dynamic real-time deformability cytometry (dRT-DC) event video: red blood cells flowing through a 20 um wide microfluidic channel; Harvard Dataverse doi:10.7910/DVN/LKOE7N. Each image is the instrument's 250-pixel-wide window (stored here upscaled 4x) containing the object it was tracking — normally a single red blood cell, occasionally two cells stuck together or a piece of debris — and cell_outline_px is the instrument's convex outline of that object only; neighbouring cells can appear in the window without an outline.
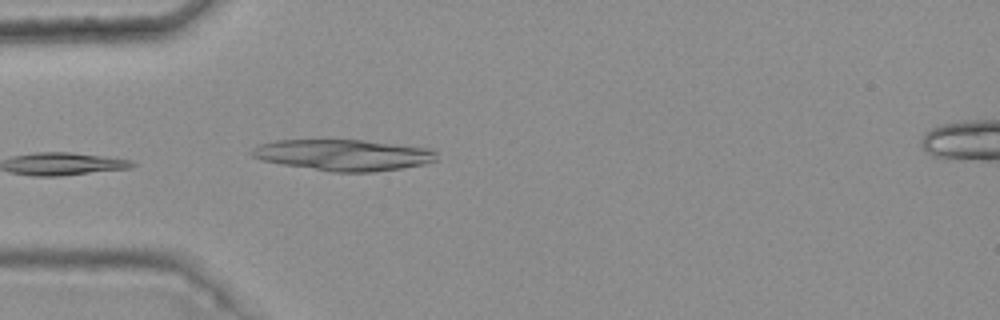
{"species": "common noctule bat (a hibernating species)", "species_latin": "Nyctalus noctula", "temperature_condition": "warm", "stored_images_in_passage": 5, "camera_frame_rate_fps": 3000, "um_per_image_px": 0.085, "animal": {"sex": "female", "body_mass_g": 25.1}, "frame": {"image": 1, "passage_image": 5, "time_ms": 1.333, "image_size_px": [1000, 320], "cell_outline_px": [[436, 160], [424, 164], [400, 168], [372, 172], [332, 172], [260, 160], [252, 156], [248, 152], [260, 144], [276, 140], [364, 140], [428, 148], [436, 152]], "centroid_in_image_um": [29.16, 13.17], "position_along_channel_um": 55.8, "area_um2": 33.35}}